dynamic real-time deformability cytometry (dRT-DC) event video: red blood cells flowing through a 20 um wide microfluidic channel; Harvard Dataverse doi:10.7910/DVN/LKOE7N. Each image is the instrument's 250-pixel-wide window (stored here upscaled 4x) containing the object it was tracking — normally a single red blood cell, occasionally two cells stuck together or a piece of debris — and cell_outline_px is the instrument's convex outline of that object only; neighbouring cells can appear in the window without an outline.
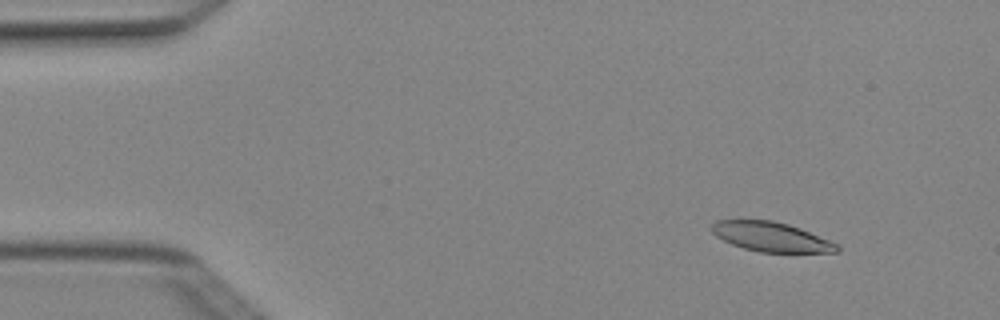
{"species": "Egyptian fruit bat (a non-hibernating species)", "species_latin": "Rousettus aegyptiacus", "temperature_condition": "cold", "stored_images_in_passage": 4, "camera_frame_rate_fps": 3000, "um_per_image_px": 0.085, "animal": {"sex": "female"}, "frame": {"image": 1, "passage_image": 2, "time_ms": 0.333, "image_size_px": [1000, 320], "cell_outline_px": [[840, 252], [760, 252], [744, 248], [732, 244], [716, 236], [708, 228], [716, 220], [772, 220], [788, 224], [800, 228], [840, 244]], "centroid_in_image_um": [65.56, 20.13], "position_along_channel_um": 19.4, "area_um2": 21.62}}